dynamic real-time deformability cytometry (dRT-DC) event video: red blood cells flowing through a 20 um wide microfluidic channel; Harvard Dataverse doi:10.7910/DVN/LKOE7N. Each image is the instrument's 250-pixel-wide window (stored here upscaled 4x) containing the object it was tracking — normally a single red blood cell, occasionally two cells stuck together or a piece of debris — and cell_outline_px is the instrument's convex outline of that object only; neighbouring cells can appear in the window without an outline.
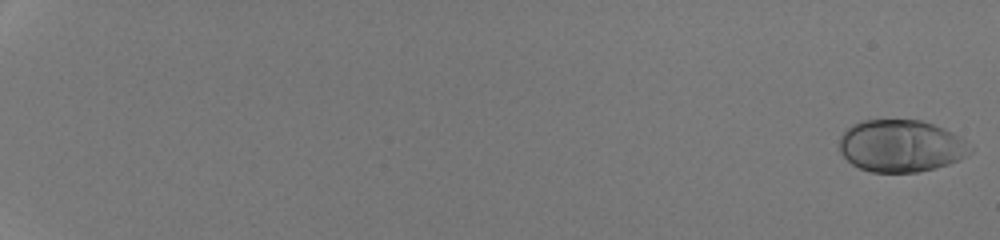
{"species": "human", "species_latin": "Homo sapiens", "temperature_condition": "room temperature", "stored_images_in_passage": 53, "camera_frame_rate_fps": 3000, "um_per_image_px": 0.085, "donor": {"sex": "male"}, "frame": {"image": 1, "passage_image": 1, "time_ms": 0.0, "image_size_px": [1000, 240], "cell_outline_px": [[972, 152], [960, 160], [936, 168], [916, 172], [872, 172], [860, 168], [852, 164], [840, 152], [840, 136], [852, 124], [860, 120], [920, 120], [944, 128], [952, 132], [972, 144]], "centroid_in_image_um": [76.61, 12.4], "position_along_channel_um": 8.4, "area_um2": 39.94}}
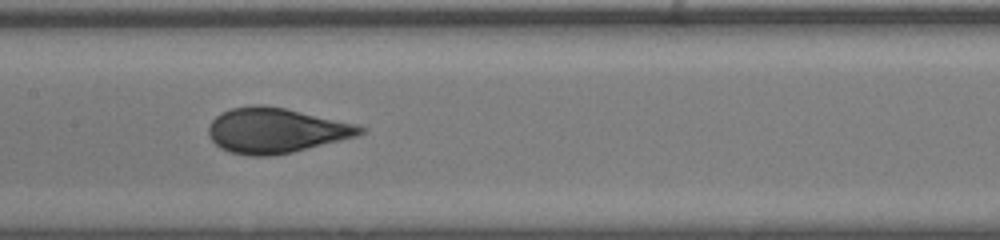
{"frame": {"image": 2, "passage_image": 31, "time_ms": 10.0, "image_size_px": [1000, 240], "cell_outline_px": [[368, 128], [364, 132], [356, 136], [292, 152], [268, 156], [248, 156], [228, 152], [220, 148], [208, 136], [208, 128], [212, 120], [220, 112], [232, 108], [252, 104], [260, 104], [284, 108], [356, 124]], "centroid_in_image_um": [23.4, 11.09], "position_along_channel_um": 184.0, "area_um2": 39.77}}
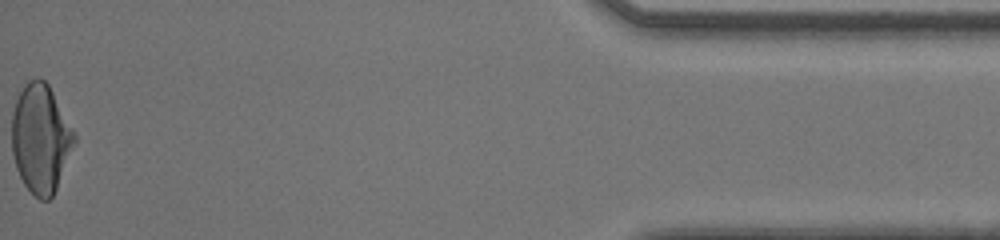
{"frame": {"image": 3, "passage_image": 53, "time_ms": 17.333, "image_size_px": [1000, 240], "cell_outline_px": [[76, 144], [56, 188], [52, 196], [48, 200], [40, 200], [24, 184], [16, 168], [12, 152], [12, 112], [16, 100], [24, 84], [28, 80], [36, 76], [40, 76], [48, 84], [72, 128], [76, 136]], "centroid_in_image_um": [3.45, 11.75], "position_along_channel_um": 431.7, "area_um2": 39.54}, "authors_computed_cell_mechanics": {"area_um2": 39.3618, "velocity_mm_per_s": 4.2814, "shape_relaxation_time_tau1_ms": 4.0898, "shape_relaxation_time_tau2_ms": null, "deformation_change_tau1": 0.1939, "deformation_change_tau2": null}}